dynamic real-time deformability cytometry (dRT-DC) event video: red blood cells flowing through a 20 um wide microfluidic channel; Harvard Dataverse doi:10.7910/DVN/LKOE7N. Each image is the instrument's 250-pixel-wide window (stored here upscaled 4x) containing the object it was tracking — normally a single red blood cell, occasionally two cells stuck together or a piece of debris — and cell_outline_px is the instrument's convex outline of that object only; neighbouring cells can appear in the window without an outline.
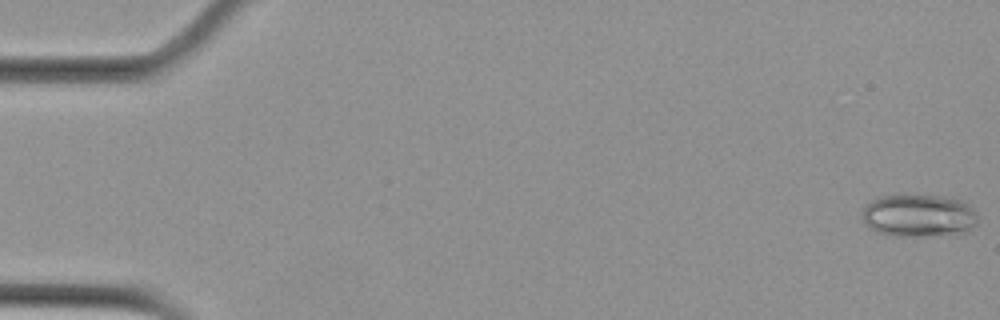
{"species": "Egyptian fruit bat (a non-hibernating species)", "species_latin": "Rousettus aegyptiacus", "temperature_condition": "cold", "stored_images_in_passage": 57, "camera_frame_rate_fps": 3000, "um_per_image_px": 0.085, "animal": {"sex": "female"}, "frame": {"image": 1, "passage_image": 1, "time_ms": 0.0, "image_size_px": [1000, 320], "cell_outline_px": [[980, 224], [968, 232], [928, 236], [896, 236], [876, 232], [868, 228], [864, 224], [860, 212], [864, 204], [880, 196], [896, 192], [944, 196], [960, 200], [968, 204], [980, 216]], "centroid_in_image_um": [78.08, 18.29], "position_along_channel_um": 6.9, "area_um2": 30.29}}
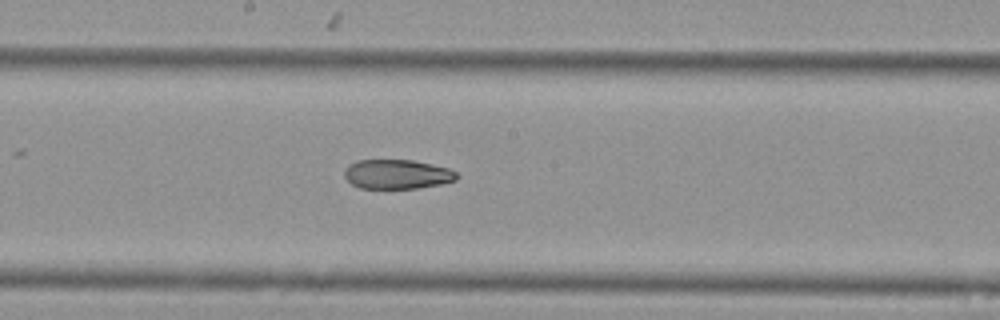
{"frame": {"image": 2, "passage_image": 31, "time_ms": 10.0, "image_size_px": [1000, 320], "cell_outline_px": [[460, 176], [456, 180], [440, 184], [416, 188], [360, 188], [352, 184], [344, 176], [344, 172], [348, 164], [356, 160], [412, 160], [432, 164], [448, 168], [456, 172]], "centroid_in_image_um": [33.75, 14.8], "position_along_channel_um": 214.4, "area_um2": 19.25}}
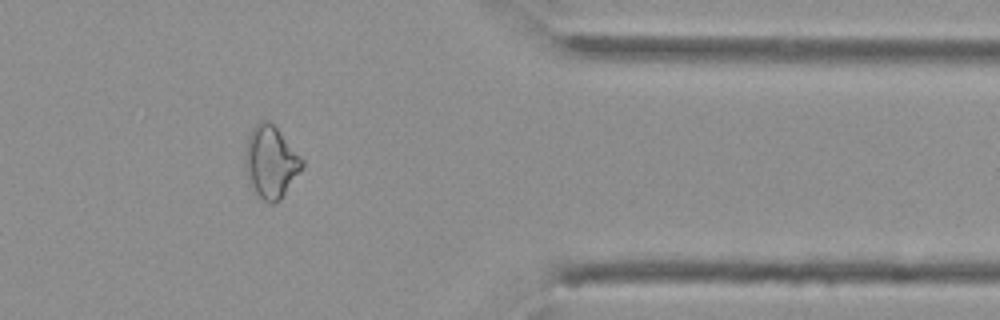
{"frame": {"image": 3, "passage_image": 47, "time_ms": 15.333, "image_size_px": [1000, 320], "cell_outline_px": [[304, 164], [280, 200], [272, 204], [268, 204], [252, 188], [244, 168], [244, 152], [248, 136], [252, 128], [260, 120], [268, 120], [276, 128], [304, 160]], "centroid_in_image_um": [22.98, 13.76], "position_along_channel_um": 388.4, "area_um2": 23.7}, "authors_computed_cell_mechanics": {"area_um2": 23.698, "velocity_mm_per_s": 3.5932, "shape_relaxation_time_tau1_ms": null, "shape_relaxation_time_tau2_ms": 4.9987, "deformation_change_tau1": null, "deformation_change_tau2": 0.1209}}